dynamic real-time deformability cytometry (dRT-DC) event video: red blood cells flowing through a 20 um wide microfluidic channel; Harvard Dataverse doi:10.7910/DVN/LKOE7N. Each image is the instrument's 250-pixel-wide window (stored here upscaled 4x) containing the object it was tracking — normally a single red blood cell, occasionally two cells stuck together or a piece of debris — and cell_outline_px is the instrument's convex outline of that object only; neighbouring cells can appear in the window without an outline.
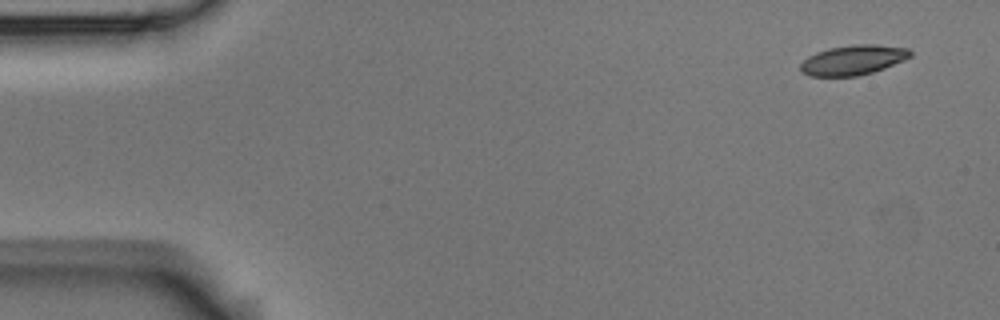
{"species": "Egyptian fruit bat (a non-hibernating species)", "species_latin": "Rousettus aegyptiacus", "temperature_condition": "room temperature", "stored_images_in_passage": 5, "camera_frame_rate_fps": 3000, "um_per_image_px": 0.085, "animal": {"sex": "male"}, "frame": {"image": 1, "passage_image": 1, "time_ms": 0.0, "image_size_px": [1000, 320], "cell_outline_px": [[912, 56], [904, 60], [884, 68], [872, 72], [856, 76], [808, 76], [800, 72], [800, 64], [808, 56], [816, 52], [828, 48], [852, 44], [876, 44], [908, 48], [912, 52]], "centroid_in_image_um": [72.5, 5.09], "position_along_channel_um": 12.5, "area_um2": 19.25}}
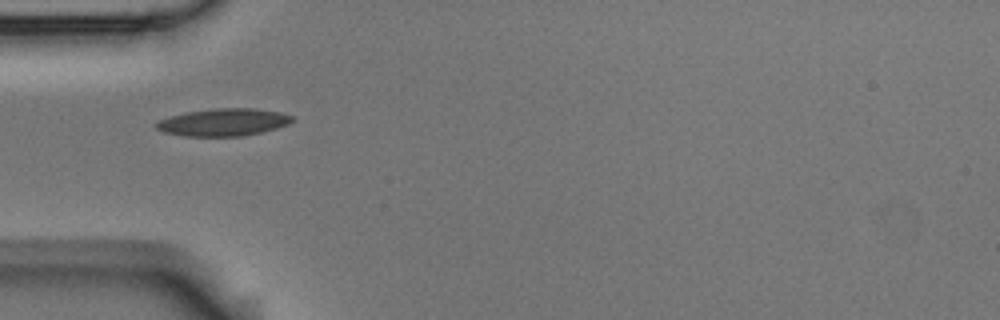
{"frame": {"image": 2, "passage_image": 5, "time_ms": 1.333, "image_size_px": [1000, 320], "cell_outline_px": [[296, 120], [288, 124], [276, 128], [260, 132], [240, 136], [184, 136], [164, 132], [156, 128], [152, 124], [160, 120], [184, 112], [216, 108], [256, 108], [280, 112], [292, 116]], "centroid_in_image_um": [18.99, 10.38], "position_along_channel_um": 66.0, "area_um2": 21.73}}